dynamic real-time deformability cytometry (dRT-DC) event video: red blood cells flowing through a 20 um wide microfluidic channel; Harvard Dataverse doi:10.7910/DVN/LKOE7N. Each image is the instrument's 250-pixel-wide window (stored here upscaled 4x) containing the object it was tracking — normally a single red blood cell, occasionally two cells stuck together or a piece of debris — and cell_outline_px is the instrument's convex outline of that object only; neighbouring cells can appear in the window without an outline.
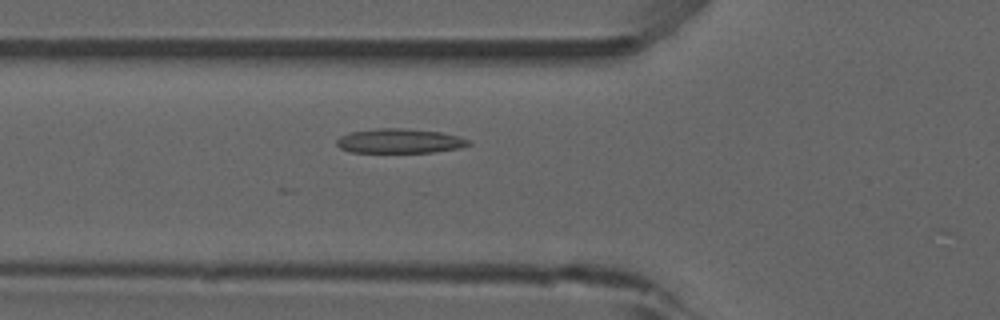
{"species": "common noctule bat (a hibernating species)", "species_latin": "Nyctalus noctula", "temperature_condition": "room temperature", "stored_images_in_passage": 27, "camera_frame_rate_fps": 3000, "um_per_image_px": 0.085, "animal": {"sex": "male", "forearm_length_mm": 52.5}, "frame": {"image": 1, "passage_image": 15, "time_ms": 4.667, "image_size_px": [1000, 320], "cell_outline_px": [[472, 144], [460, 148], [432, 152], [352, 152], [340, 148], [336, 144], [336, 140], [340, 136], [352, 132], [376, 128], [404, 128], [440, 132], [472, 140]], "centroid_in_image_um": [33.99, 11.98], "position_along_channel_um": 91.8, "area_um2": 18.79}}